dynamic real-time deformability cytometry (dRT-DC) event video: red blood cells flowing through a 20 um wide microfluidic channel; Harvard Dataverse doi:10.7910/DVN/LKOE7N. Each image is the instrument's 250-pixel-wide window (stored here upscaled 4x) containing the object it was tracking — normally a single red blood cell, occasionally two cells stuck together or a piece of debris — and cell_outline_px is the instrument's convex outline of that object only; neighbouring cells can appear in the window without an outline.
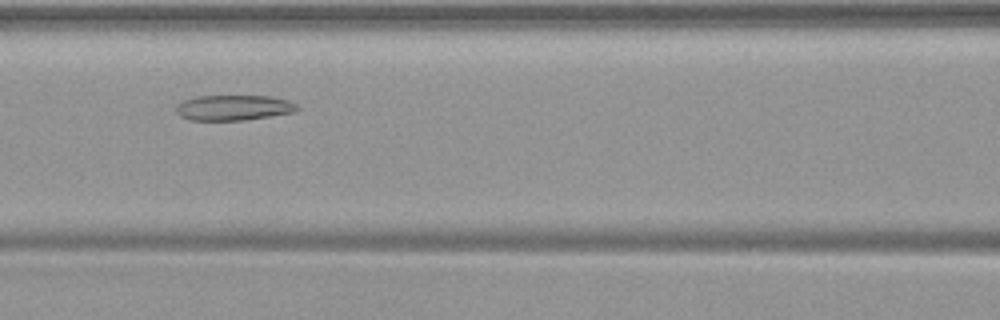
{"species": "common noctule bat (a hibernating species)", "species_latin": "Nyctalus noctula", "temperature_condition": "warm", "stored_images_in_passage": 43, "camera_frame_rate_fps": 3000, "um_per_image_px": 0.085, "animal": {"sex": "female", "body_mass_g": 19.9}, "frame": {"image": 1, "passage_image": 15, "time_ms": 4.667, "image_size_px": [1000, 320], "cell_outline_px": [[300, 108], [296, 112], [244, 120], [188, 120], [180, 116], [176, 112], [176, 108], [184, 100], [196, 96], [268, 96], [288, 100], [296, 104]], "centroid_in_image_um": [19.87, 9.16], "position_along_channel_um": 146.7, "area_um2": 17.86}}
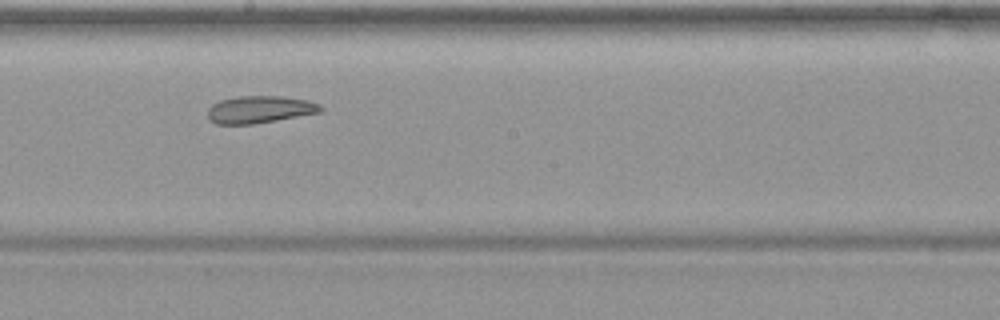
{"frame": {"image": 2, "passage_image": 21, "time_ms": 6.667, "image_size_px": [1000, 320], "cell_outline_px": [[324, 108], [320, 112], [276, 120], [252, 124], [216, 124], [208, 120], [208, 108], [212, 104], [220, 100], [240, 96], [280, 96], [308, 100], [320, 104]], "centroid_in_image_um": [22.05, 9.3], "position_along_channel_um": 226.1, "area_um2": 17.92}}
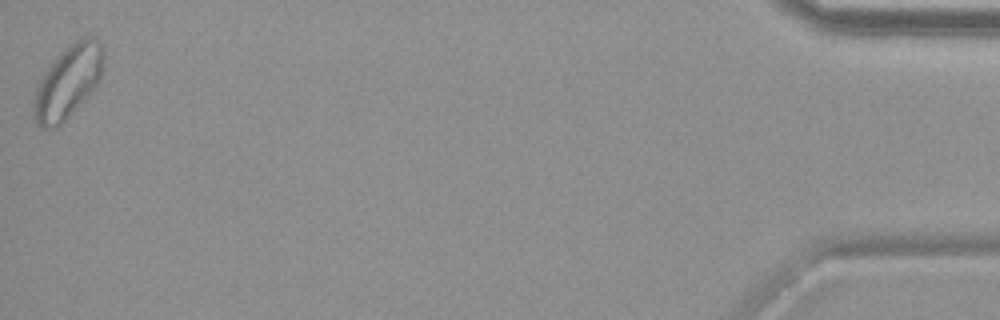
{"frame": {"image": 3, "passage_image": 43, "time_ms": 14.0, "image_size_px": [1000, 320], "cell_outline_px": [[104, 68], [100, 80], [68, 116], [56, 128], [44, 128], [36, 124], [32, 116], [32, 104], [36, 88], [44, 72], [60, 52], [72, 44], [88, 36], [92, 36], [100, 40], [104, 48]], "centroid_in_image_um": [5.77, 6.95], "position_along_channel_um": 429.4, "area_um2": 29.36}}